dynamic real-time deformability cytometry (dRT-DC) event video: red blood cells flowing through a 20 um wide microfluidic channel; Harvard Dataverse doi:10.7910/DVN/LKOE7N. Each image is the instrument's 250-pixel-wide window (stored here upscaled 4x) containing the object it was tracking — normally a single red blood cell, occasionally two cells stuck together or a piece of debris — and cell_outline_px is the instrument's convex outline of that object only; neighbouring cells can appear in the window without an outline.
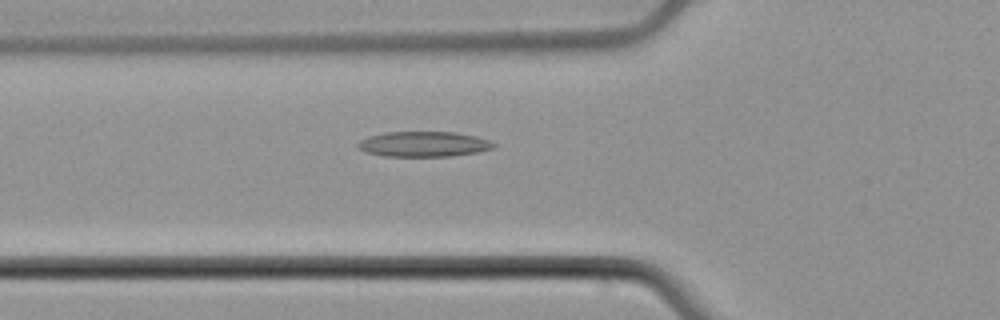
{"species": "common noctule bat (a hibernating species)", "species_latin": "Nyctalus noctula", "temperature_condition": "cold", "stored_images_in_passage": 51, "camera_frame_rate_fps": 3000, "um_per_image_px": 0.085, "animal": {"sex": "male", "body_mass_g": 21.5, "forearm_length_mm": 52.0}, "frame": {"image": 1, "passage_image": 19, "time_ms": 6.0, "image_size_px": [1000, 320], "cell_outline_px": [[496, 148], [480, 152], [452, 156], [384, 156], [364, 152], [356, 148], [356, 144], [360, 140], [368, 136], [384, 132], [456, 132], [476, 136], [488, 140], [496, 144]], "centroid_in_image_um": [36.0, 12.25], "position_along_channel_um": 89.8, "area_um2": 20.29}}
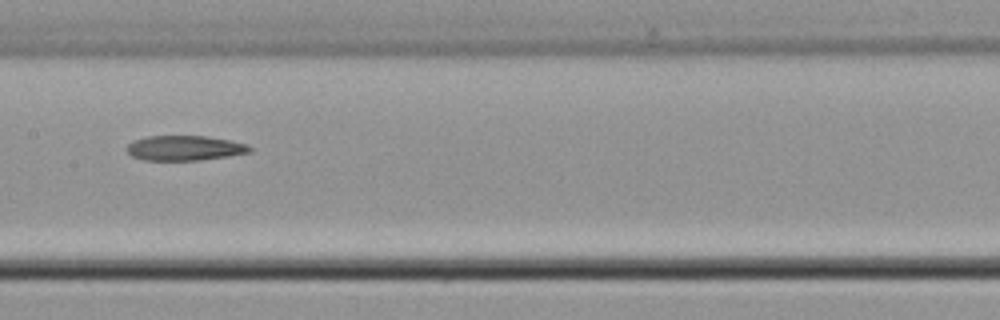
{"frame": {"image": 2, "passage_image": 27, "time_ms": 8.667, "image_size_px": [1000, 320], "cell_outline_px": [[252, 152], [228, 156], [200, 160], [144, 160], [132, 156], [124, 148], [132, 140], [148, 136], [208, 136], [248, 144], [252, 148]], "centroid_in_image_um": [15.68, 12.58], "position_along_channel_um": 191.7, "area_um2": 17.98}}
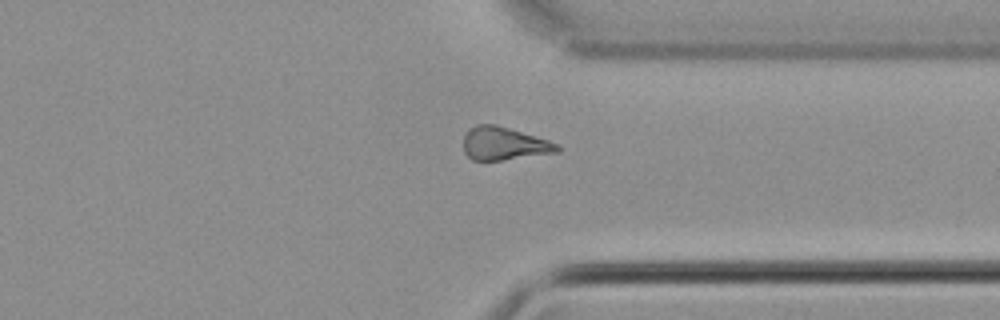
{"frame": {"image": 3, "passage_image": 41, "time_ms": 13.333, "image_size_px": [1000, 320], "cell_outline_px": [[564, 148], [560, 152], [500, 160], [472, 160], [464, 152], [464, 136], [468, 128], [476, 124], [496, 124], [548, 140], [560, 144]], "centroid_in_image_um": [42.87, 12.2], "position_along_channel_um": 368.5, "area_um2": 18.21}}